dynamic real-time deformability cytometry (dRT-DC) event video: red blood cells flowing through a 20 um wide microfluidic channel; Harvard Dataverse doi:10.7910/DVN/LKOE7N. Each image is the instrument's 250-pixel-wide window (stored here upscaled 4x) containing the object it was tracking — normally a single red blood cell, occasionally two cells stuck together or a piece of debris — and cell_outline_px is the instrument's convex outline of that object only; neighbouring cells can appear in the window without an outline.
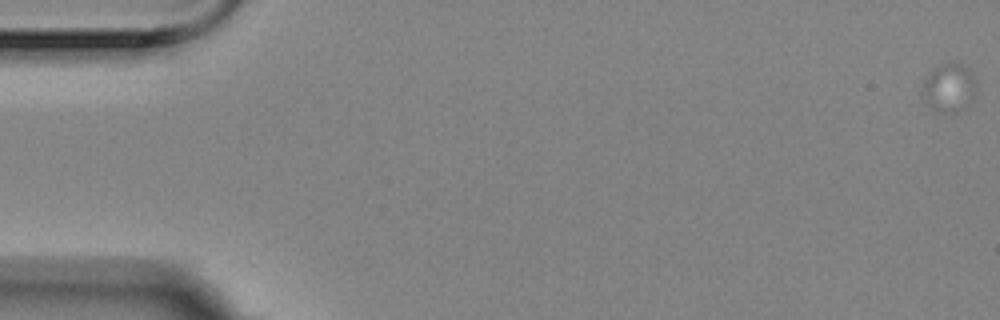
{"species": "Egyptian fruit bat (a non-hibernating species)", "species_latin": "Rousettus aegyptiacus", "temperature_condition": "room temperature", "stored_images_in_passage": 5, "segment_of_instrument_passage": [1, 2], "camera_frame_rate_fps": 3000, "um_per_image_px": 0.085, "animal": {"sex": "female"}, "frame": {"image": 1, "passage_image": 1, "time_ms": 0.0, "image_size_px": [1000, 320], "cell_outline_px": [[976, 92], [972, 100], [964, 108], [956, 112], [940, 112], [932, 108], [924, 100], [924, 84], [928, 76], [940, 64], [952, 60], [956, 60], [976, 80]], "centroid_in_image_um": [80.71, 7.45], "position_along_channel_um": 4.3, "area_um2": 14.85}}